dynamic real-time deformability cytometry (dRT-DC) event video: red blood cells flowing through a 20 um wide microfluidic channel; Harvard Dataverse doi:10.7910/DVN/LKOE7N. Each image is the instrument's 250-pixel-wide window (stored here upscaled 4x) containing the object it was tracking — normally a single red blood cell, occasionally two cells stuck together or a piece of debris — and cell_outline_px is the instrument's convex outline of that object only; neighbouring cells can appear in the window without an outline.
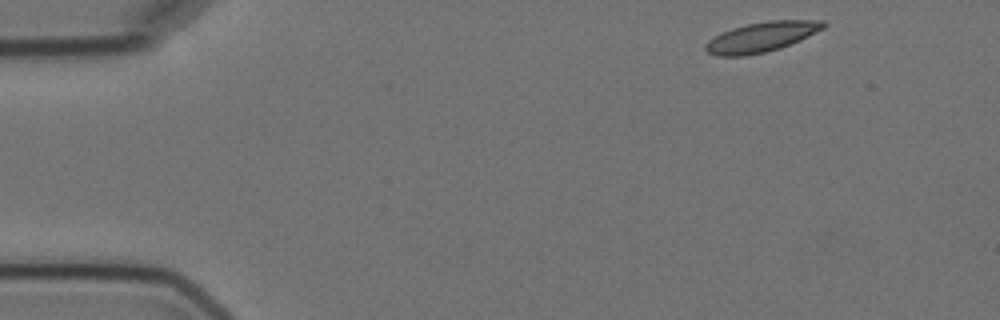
{"species": "Egyptian fruit bat (a non-hibernating species)", "species_latin": "Rousettus aegyptiacus", "temperature_condition": "cold", "stored_images_in_passage": 3, "camera_frame_rate_fps": 3000, "um_per_image_px": 0.085, "animal": {"sex": "female"}, "frame": {"image": 1, "passage_image": 1, "time_ms": 0.0, "image_size_px": [1000, 320], "cell_outline_px": [[828, 24], [824, 28], [800, 40], [780, 48], [764, 52], [744, 56], [716, 56], [708, 52], [704, 48], [704, 44], [708, 40], [732, 28], [748, 24], [772, 20], [824, 20]], "centroid_in_image_um": [64.74, 3.14], "position_along_channel_um": 20.3, "area_um2": 20.4}}